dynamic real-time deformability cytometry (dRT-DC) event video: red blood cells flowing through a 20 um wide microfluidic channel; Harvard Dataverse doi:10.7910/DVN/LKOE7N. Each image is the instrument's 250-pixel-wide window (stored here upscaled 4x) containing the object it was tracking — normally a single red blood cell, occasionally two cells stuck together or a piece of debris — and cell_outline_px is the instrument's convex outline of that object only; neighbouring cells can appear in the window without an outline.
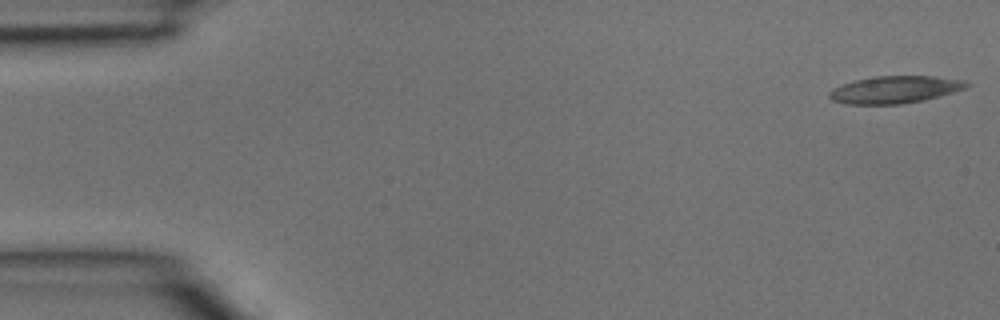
{"species": "common noctule bat (a hibernating species)", "species_latin": "Nyctalus noctula", "temperature_condition": "room temperature", "stored_images_in_passage": 37, "camera_frame_rate_fps": 3000, "um_per_image_px": 0.085, "animal": {"sex": "male", "body_mass_g": 15.6}, "frame": {"image": 1, "passage_image": 1, "time_ms": 0.0, "image_size_px": [1000, 320], "cell_outline_px": [[972, 84], [964, 88], [952, 92], [924, 100], [900, 104], [844, 104], [832, 100], [828, 96], [828, 92], [832, 88], [856, 80], [876, 76], [932, 76], [964, 80]], "centroid_in_image_um": [76.04, 7.62], "position_along_channel_um": 9.0, "area_um2": 21.68}}
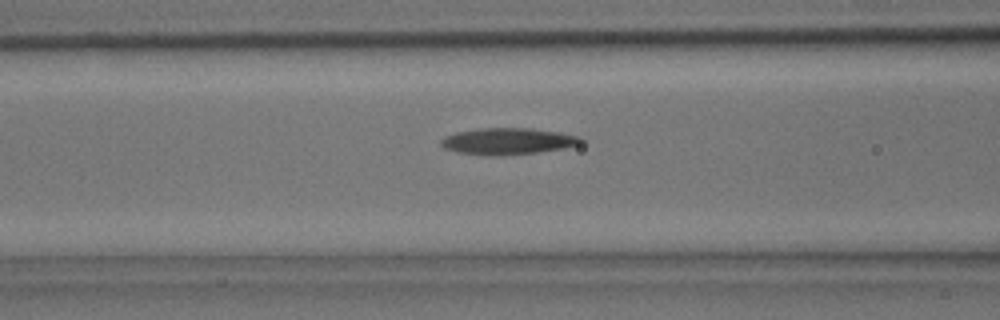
{"frame": {"image": 2, "passage_image": 15, "time_ms": 4.667, "image_size_px": [1000, 320], "cell_outline_px": [[584, 140], [580, 144], [564, 148], [536, 152], [500, 156], [496, 156], [456, 152], [444, 148], [440, 144], [440, 140], [444, 136], [456, 132], [480, 128], [532, 128], [560, 132], [580, 136]], "centroid_in_image_um": [43.16, 12.0], "position_along_channel_um": 123.4, "area_um2": 21.73}}
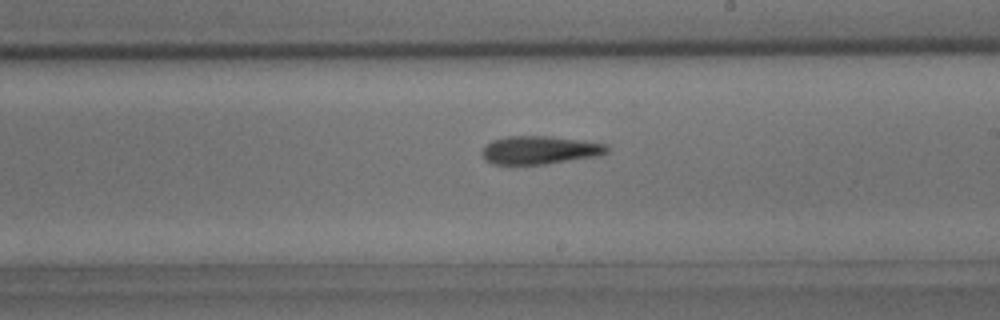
{"frame": {"image": 3, "passage_image": 22, "time_ms": 7.0, "image_size_px": [1000, 320], "cell_outline_px": [[608, 152], [600, 156], [544, 164], [492, 164], [484, 160], [480, 152], [492, 140], [504, 136], [552, 136], [608, 144]], "centroid_in_image_um": [45.88, 12.75], "position_along_channel_um": 243.1, "area_um2": 20.69}}